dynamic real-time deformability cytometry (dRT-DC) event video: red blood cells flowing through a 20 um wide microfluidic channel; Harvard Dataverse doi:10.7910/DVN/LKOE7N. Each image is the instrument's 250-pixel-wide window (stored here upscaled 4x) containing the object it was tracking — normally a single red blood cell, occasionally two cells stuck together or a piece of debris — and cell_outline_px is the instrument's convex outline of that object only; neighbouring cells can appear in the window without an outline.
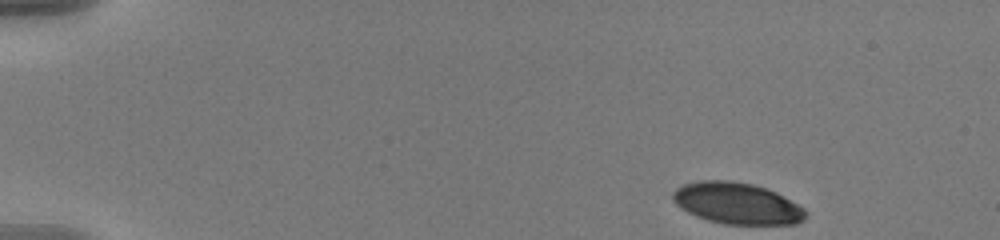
{"species": "human", "species_latin": "Homo sapiens", "temperature_condition": "warm", "stored_images_in_passage": 50, "camera_frame_rate_fps": 3000, "um_per_image_px": 0.085, "donor": {"sex": "male"}, "frame": {"image": 1, "passage_image": 1, "time_ms": 0.0, "image_size_px": [1000, 240], "cell_outline_px": [[808, 216], [804, 220], [796, 224], [724, 224], [708, 220], [696, 216], [688, 212], [676, 204], [672, 200], [672, 192], [676, 188], [684, 184], [700, 180], [732, 180], [752, 184], [776, 192], [804, 208], [808, 212]], "centroid_in_image_um": [62.65, 17.28], "position_along_channel_um": 22.3, "area_um2": 32.14}}
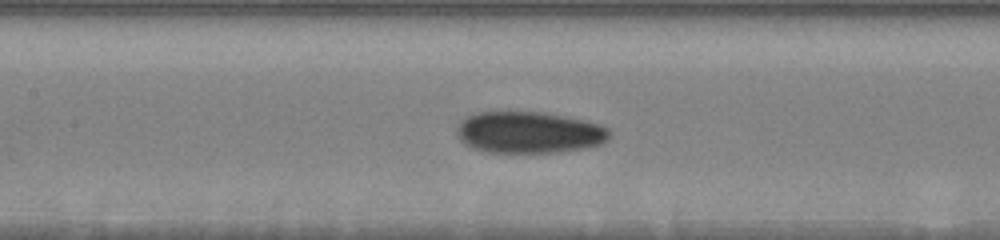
{"frame": {"image": 2, "passage_image": 22, "time_ms": 7.0, "image_size_px": [1000, 240], "cell_outline_px": [[608, 140], [600, 144], [584, 148], [560, 152], [488, 152], [476, 148], [460, 140], [456, 132], [456, 128], [460, 120], [476, 112], [508, 108], [544, 112], [568, 116], [600, 124], [608, 128]], "centroid_in_image_um": [44.93, 11.19], "position_along_channel_um": 162.5, "area_um2": 37.92}}
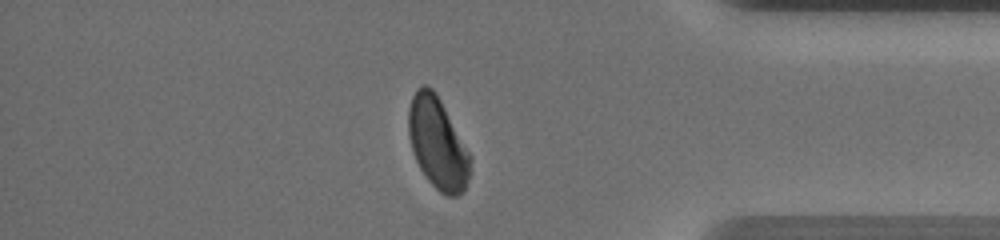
{"frame": {"image": 3, "passage_image": 43, "time_ms": 14.0, "image_size_px": [1000, 240], "cell_outline_px": [[472, 160], [468, 180], [464, 192], [456, 196], [448, 196], [440, 192], [428, 180], [420, 168], [412, 152], [408, 136], [408, 108], [412, 96], [416, 88], [420, 84], [428, 84], [432, 88], [440, 100], [472, 156]], "centroid_in_image_um": [37.19, 12.17], "position_along_channel_um": 398.0, "area_um2": 33.18}, "authors_computed_cell_mechanics": {"area_um2": 34.9112, "velocity_mm_per_s": 3.6313, "shape_relaxation_time_tau1_ms": 3.5039, "shape_relaxation_time_tau2_ms": 1.9629, "deformation_change_tau1": 0.1329, "deformation_change_tau2": 0.0618}}